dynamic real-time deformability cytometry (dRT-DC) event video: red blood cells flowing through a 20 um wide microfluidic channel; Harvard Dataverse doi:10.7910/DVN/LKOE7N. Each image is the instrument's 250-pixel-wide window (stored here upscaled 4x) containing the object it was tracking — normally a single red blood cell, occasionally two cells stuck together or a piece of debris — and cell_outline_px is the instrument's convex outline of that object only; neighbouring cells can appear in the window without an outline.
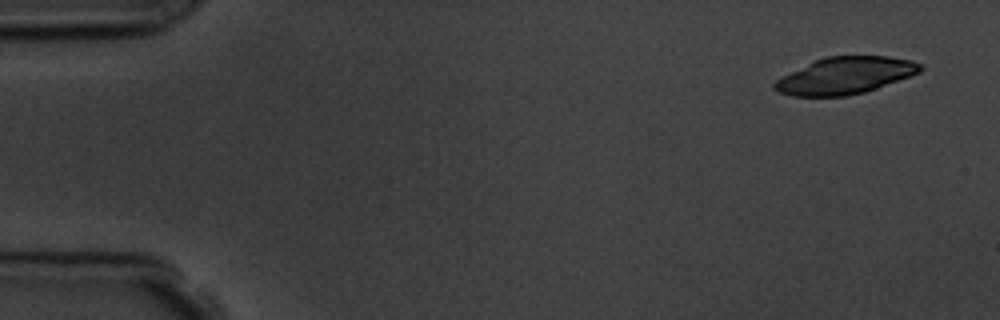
{"species": "common noctule bat (a hibernating species)", "species_latin": "Nyctalus noctula", "temperature_condition": "room temperature", "stored_images_in_passage": 6, "camera_frame_rate_fps": 3000, "um_per_image_px": 0.085, "animal": {"sex": "male", "body_mass_g": 19.5, "forearm_length_mm": 54.6}, "frame": {"image": 1, "passage_image": 1, "time_ms": 0.0, "image_size_px": [1000, 320], "cell_outline_px": [[924, 68], [920, 72], [876, 88], [864, 92], [844, 96], [792, 96], [776, 92], [772, 88], [772, 84], [776, 80], [824, 56], [888, 56], [912, 60], [920, 64]], "centroid_in_image_um": [71.83, 6.43], "position_along_channel_um": 13.2, "area_um2": 30.98}}